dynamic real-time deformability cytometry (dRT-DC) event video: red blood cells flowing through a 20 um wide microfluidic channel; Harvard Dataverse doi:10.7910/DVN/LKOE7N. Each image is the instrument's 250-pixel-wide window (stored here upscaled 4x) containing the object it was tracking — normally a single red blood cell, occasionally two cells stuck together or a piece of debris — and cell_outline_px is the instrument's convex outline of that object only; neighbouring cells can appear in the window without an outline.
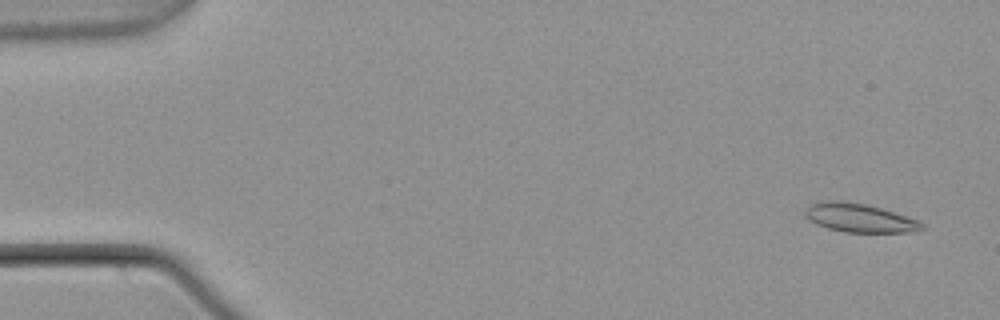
{"species": "common noctule bat (a hibernating species)", "species_latin": "Nyctalus noctula", "temperature_condition": "warm", "stored_images_in_passage": 5, "camera_frame_rate_fps": 3000, "um_per_image_px": 0.085, "animal": {"sex": "male", "body_mass_g": 21.5, "forearm_length_mm": 52.0}, "frame": {"image": 1, "passage_image": 1, "time_ms": 0.0, "image_size_px": [1000, 320], "cell_outline_px": [[924, 228], [904, 232], [844, 232], [828, 228], [816, 224], [804, 216], [804, 208], [812, 204], [828, 200], [840, 200], [864, 204], [880, 208], [916, 220], [924, 224]], "centroid_in_image_um": [72.97, 18.52], "position_along_channel_um": 12.0, "area_um2": 19.13}}
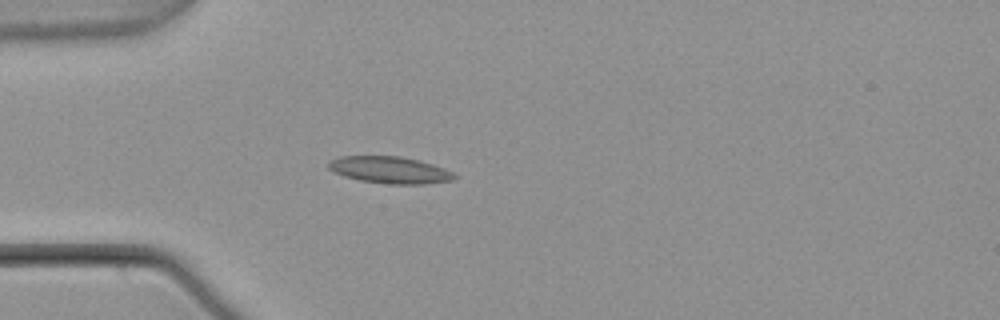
{"frame": {"image": 2, "passage_image": 4, "time_ms": 1.0, "image_size_px": [1000, 320], "cell_outline_px": [[456, 176], [452, 180], [424, 184], [388, 184], [360, 180], [344, 176], [332, 172], [328, 168], [328, 164], [332, 160], [340, 156], [400, 156], [432, 164], [444, 168], [452, 172]], "centroid_in_image_um": [33.11, 14.45], "position_along_channel_um": 51.9, "area_um2": 19.54}}